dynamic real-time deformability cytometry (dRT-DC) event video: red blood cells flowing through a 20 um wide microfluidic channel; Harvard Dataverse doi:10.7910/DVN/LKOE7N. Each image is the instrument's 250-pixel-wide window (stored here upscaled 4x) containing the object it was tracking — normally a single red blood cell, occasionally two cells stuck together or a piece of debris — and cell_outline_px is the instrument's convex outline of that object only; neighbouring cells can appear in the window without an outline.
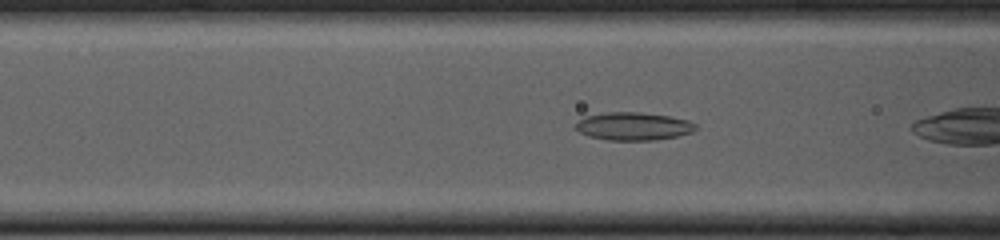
{"species": "common noctule bat (a hibernating species)", "species_latin": "Nyctalus noctula", "temperature_condition": "cold", "stored_images_in_passage": 17, "camera_frame_rate_fps": 3000, "um_per_image_px": 0.085, "animal": {"sex": "female", "body_mass_g": 23.0, "forearm_length_mm": 53.4}, "frame": {"image": 1, "passage_image": 15, "time_ms": 4.667, "image_size_px": [1000, 240], "cell_outline_px": [[696, 128], [692, 132], [676, 136], [656, 140], [608, 140], [588, 136], [580, 132], [576, 128], [576, 124], [584, 116], [604, 112], [640, 112], [668, 116], [688, 120], [696, 124]], "centroid_in_image_um": [53.83, 10.73], "position_along_channel_um": 112.8, "area_um2": 19.48}}